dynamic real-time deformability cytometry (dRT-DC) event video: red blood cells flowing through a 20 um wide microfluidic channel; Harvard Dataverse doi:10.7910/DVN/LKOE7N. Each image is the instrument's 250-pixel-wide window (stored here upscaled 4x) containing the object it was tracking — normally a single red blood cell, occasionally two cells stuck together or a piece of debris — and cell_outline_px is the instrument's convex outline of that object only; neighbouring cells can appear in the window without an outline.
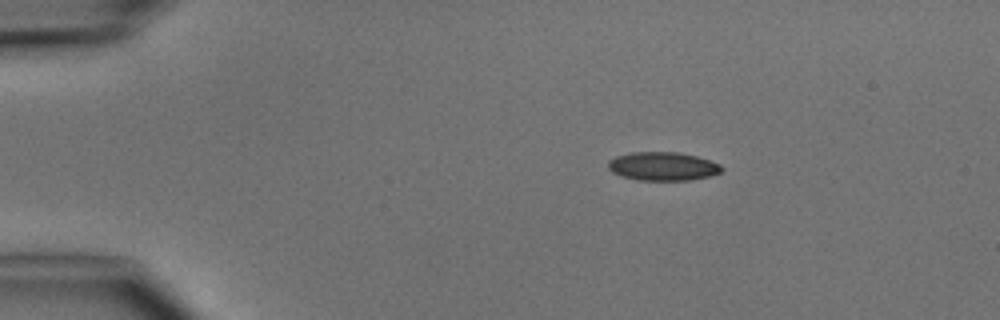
{"species": "common noctule bat (a hibernating species)", "species_latin": "Nyctalus noctula", "temperature_condition": "cold", "stored_images_in_passage": 5, "camera_frame_rate_fps": 3000, "um_per_image_px": 0.085, "animal": {"sex": "male", "body_mass_g": 15.6}, "frame": {"image": 1, "passage_image": 1, "time_ms": 0.0, "image_size_px": [1000, 320], "cell_outline_px": [[724, 168], [720, 172], [712, 176], [692, 180], [636, 180], [620, 176], [612, 172], [608, 168], [608, 160], [616, 156], [632, 152], [676, 152], [696, 156], [720, 164]], "centroid_in_image_um": [56.33, 14.14], "position_along_channel_um": 28.7, "area_um2": 19.02}}
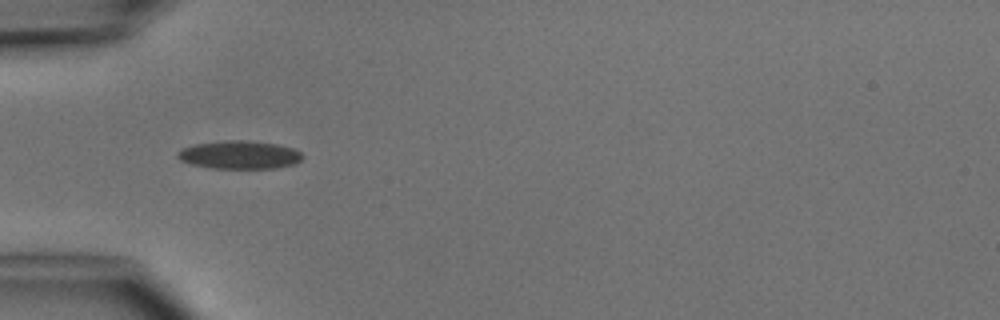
{"frame": {"image": 2, "passage_image": 3, "time_ms": 2.333, "image_size_px": [1000, 320], "cell_outline_px": [[304, 156], [296, 164], [276, 168], [212, 168], [192, 164], [180, 160], [176, 156], [176, 152], [180, 148], [196, 144], [224, 140], [244, 140], [276, 144], [292, 148], [300, 152]], "centroid_in_image_um": [20.33, 13.16], "position_along_channel_um": 64.7, "area_um2": 20.52}}
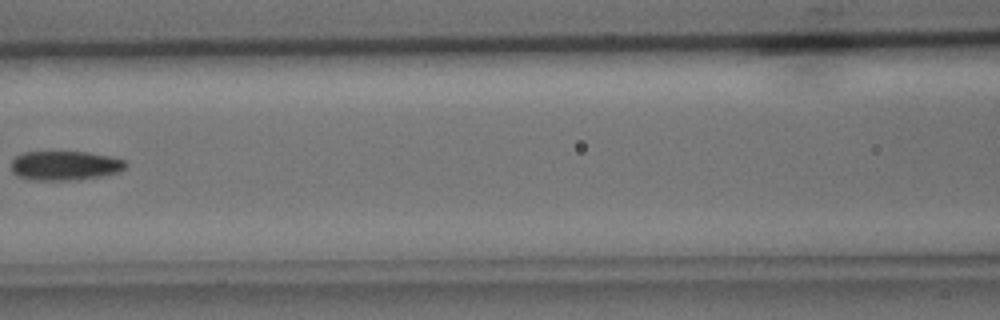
{"frame": {"image": 3, "passage_image": 5, "time_ms": 4.667, "image_size_px": [1000, 320], "cell_outline_px": [[128, 164], [120, 172], [104, 176], [76, 180], [28, 180], [16, 176], [12, 172], [12, 160], [16, 156], [24, 152], [88, 152], [112, 156], [124, 160]], "centroid_in_image_um": [5.54, 14.08], "position_along_channel_um": 161.1, "area_um2": 19.88}}